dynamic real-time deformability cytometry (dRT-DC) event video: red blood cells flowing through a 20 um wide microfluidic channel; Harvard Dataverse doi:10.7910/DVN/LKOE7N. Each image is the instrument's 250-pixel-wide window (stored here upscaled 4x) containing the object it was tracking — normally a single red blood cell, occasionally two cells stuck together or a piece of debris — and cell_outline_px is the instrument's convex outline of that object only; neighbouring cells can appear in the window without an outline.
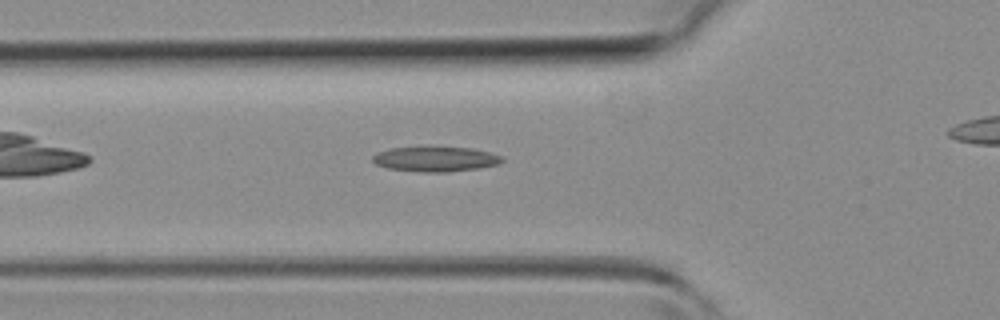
{"species": "common noctule bat (a hibernating species)", "species_latin": "Nyctalus noctula", "temperature_condition": "room temperature", "stored_images_in_passage": 24, "camera_frame_rate_fps": 3000, "um_per_image_px": 0.085, "animal": {"sex": "female", "body_mass_g": 19.3, "forearm_length_mm": 54.1}, "frame": {"image": 1, "passage_image": 2, "time_ms": 0.333, "image_size_px": [1000, 320], "cell_outline_px": [[504, 160], [496, 164], [480, 168], [448, 172], [420, 172], [388, 168], [376, 164], [372, 160], [372, 156], [388, 148], [472, 148], [504, 156]], "centroid_in_image_um": [37.03, 13.54], "position_along_channel_um": 88.8, "area_um2": 18.5}}
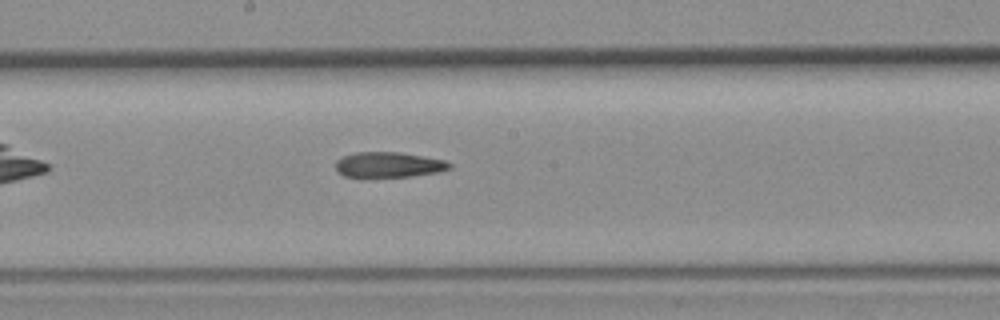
{"frame": {"image": 2, "passage_image": 10, "time_ms": 3.0, "image_size_px": [1000, 320], "cell_outline_px": [[452, 168], [436, 172], [412, 176], [344, 176], [336, 172], [336, 160], [344, 156], [356, 152], [400, 152], [444, 160], [452, 164]], "centroid_in_image_um": [33.03, 13.99], "position_along_channel_um": 215.2, "area_um2": 16.59}}
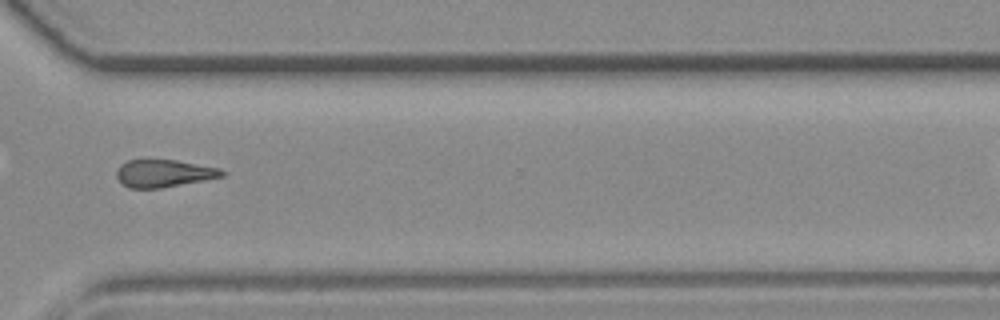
{"frame": {"image": 3, "passage_image": 19, "time_ms": 6.0, "image_size_px": [1000, 320], "cell_outline_px": [[224, 176], [204, 180], [160, 188], [128, 188], [120, 184], [116, 176], [116, 172], [120, 164], [128, 160], [176, 160], [220, 168], [224, 172]], "centroid_in_image_um": [13.88, 14.74], "position_along_channel_um": 356.7, "area_um2": 16.88}}